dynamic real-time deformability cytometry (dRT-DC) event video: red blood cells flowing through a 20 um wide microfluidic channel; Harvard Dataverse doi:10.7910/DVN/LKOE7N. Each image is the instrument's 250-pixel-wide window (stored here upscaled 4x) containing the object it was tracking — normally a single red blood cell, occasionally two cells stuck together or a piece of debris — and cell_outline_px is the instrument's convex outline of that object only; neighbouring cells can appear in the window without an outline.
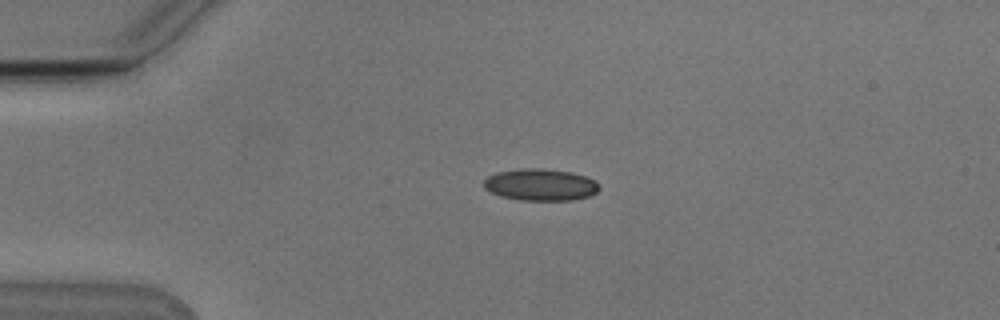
{"species": "Egyptian fruit bat (a non-hibernating species)", "species_latin": "Rousettus aegyptiacus", "temperature_condition": "cold", "stored_images_in_passage": 48, "camera_frame_rate_fps": 3000, "um_per_image_px": 0.085, "animal": {"sex": "male"}, "frame": {"image": 1, "passage_image": 7, "time_ms": 2.0, "image_size_px": [1000, 320], "cell_outline_px": [[600, 188], [596, 192], [588, 196], [572, 200], [520, 200], [500, 196], [484, 188], [484, 180], [488, 176], [496, 172], [520, 168], [544, 168], [572, 172], [596, 180]], "centroid_in_image_um": [45.94, 15.69], "position_along_channel_um": 39.1, "area_um2": 21.5}}
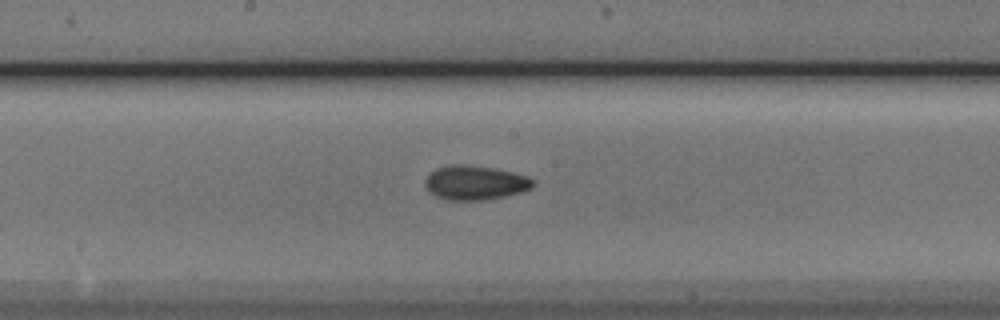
{"frame": {"image": 2, "passage_image": 23, "time_ms": 7.333, "image_size_px": [1000, 320], "cell_outline_px": [[536, 184], [532, 188], [520, 192], [504, 196], [484, 200], [444, 200], [428, 192], [424, 184], [424, 180], [436, 168], [452, 164], [464, 164], [492, 168], [512, 172], [528, 176]], "centroid_in_image_um": [40.36, 15.53], "position_along_channel_um": 207.8, "area_um2": 21.62}}
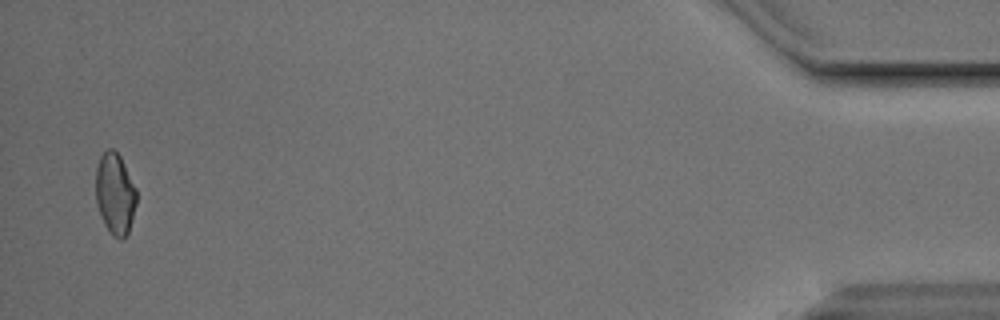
{"frame": {"image": 3, "passage_image": 47, "time_ms": 15.333, "image_size_px": [1000, 320], "cell_outline_px": [[136, 204], [128, 232], [120, 240], [112, 236], [104, 224], [96, 204], [96, 168], [100, 156], [108, 148], [112, 148], [120, 156], [136, 188]], "centroid_in_image_um": [9.76, 16.47], "position_along_channel_um": 425.4, "area_um2": 19.25}, "authors_computed_cell_mechanics": {"area_um2": 20.4901, "velocity_mm_per_s": 3.7978, "shape_relaxation_time_tau1_ms": 8.6365, "shape_relaxation_time_tau2_ms": 3.6646, "deformation_change_tau1": 0.1239, "deformation_change_tau2": 0.0886}}